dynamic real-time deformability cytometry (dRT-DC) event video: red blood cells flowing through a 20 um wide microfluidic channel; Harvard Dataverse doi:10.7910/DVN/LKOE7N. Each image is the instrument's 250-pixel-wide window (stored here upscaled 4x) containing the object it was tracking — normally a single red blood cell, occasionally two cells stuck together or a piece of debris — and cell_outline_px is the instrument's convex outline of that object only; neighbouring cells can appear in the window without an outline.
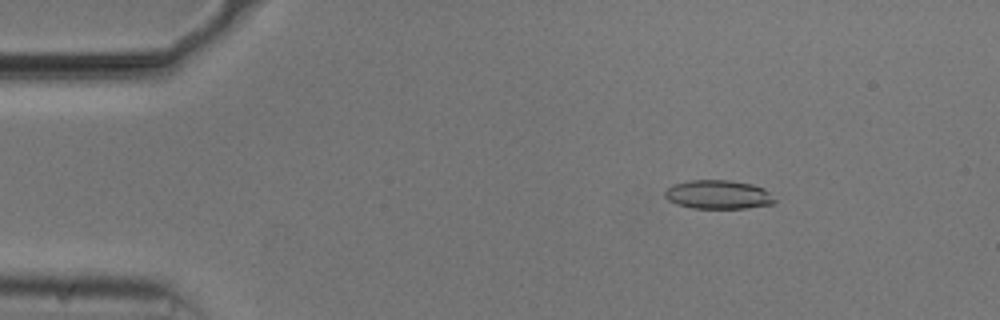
{"species": "common noctule bat (a hibernating species)", "species_latin": "Nyctalus noctula", "temperature_condition": "cold", "stored_images_in_passage": 54, "camera_frame_rate_fps": 3000, "um_per_image_px": 0.085, "animal": {"sex": "male", "body_mass_g": 20.5, "forearm_length_mm": 52.5}, "frame": {"image": 1, "passage_image": 8, "time_ms": 2.333, "image_size_px": [1000, 320], "cell_outline_px": [[776, 204], [744, 208], [692, 208], [676, 204], [668, 200], [664, 196], [664, 192], [672, 184], [688, 180], [732, 180], [752, 184], [764, 188], [776, 200]], "centroid_in_image_um": [61.04, 16.53], "position_along_channel_um": 24.0, "area_um2": 18.61}}
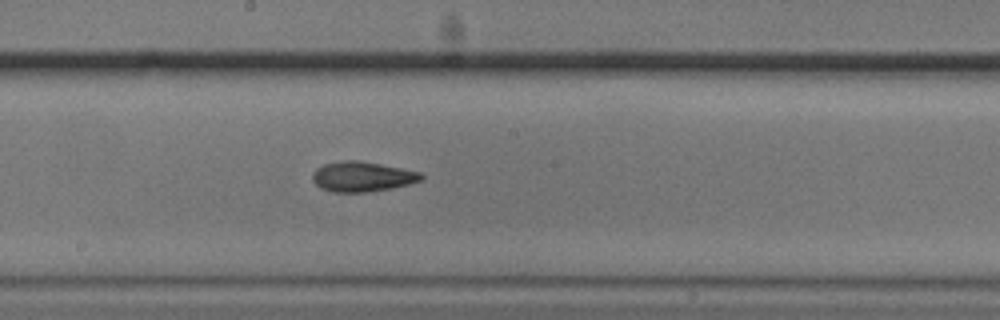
{"frame": {"image": 2, "passage_image": 29, "time_ms": 9.333, "image_size_px": [1000, 320], "cell_outline_px": [[424, 180], [392, 188], [368, 192], [332, 192], [320, 188], [312, 180], [312, 176], [316, 168], [324, 164], [344, 160], [360, 160], [420, 172], [424, 176]], "centroid_in_image_um": [30.78, 15.01], "position_along_channel_um": 217.4, "area_um2": 19.07}}
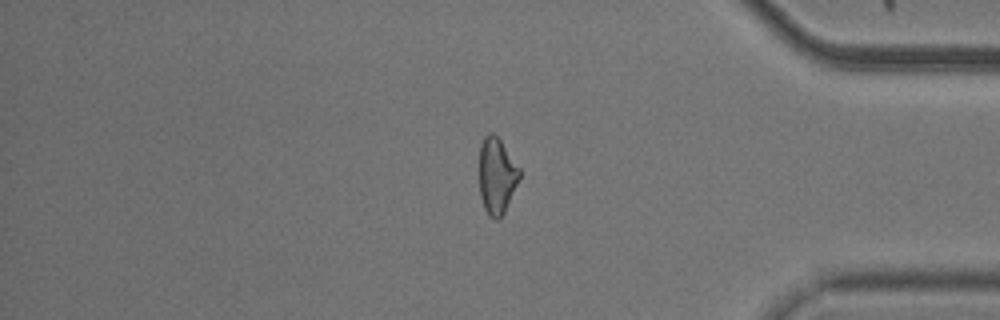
{"frame": {"image": 3, "passage_image": 45, "time_ms": 14.667, "image_size_px": [1000, 320], "cell_outline_px": [[520, 176], [504, 212], [496, 220], [492, 220], [488, 216], [484, 208], [480, 196], [480, 144], [484, 136], [488, 132], [492, 132], [500, 140], [520, 168]], "centroid_in_image_um": [42.21, 14.94], "position_along_channel_um": 393.0, "area_um2": 17.69}, "authors_computed_cell_mechanics": {"area_um2": 18.7272, "velocity_mm_per_s": 3.7518, "shape_relaxation_time_tau1_ms": 3.8398, "shape_relaxation_time_tau2_ms": 2.6375, "deformation_change_tau1": 0.1422, "deformation_change_tau2": 0.1063}}